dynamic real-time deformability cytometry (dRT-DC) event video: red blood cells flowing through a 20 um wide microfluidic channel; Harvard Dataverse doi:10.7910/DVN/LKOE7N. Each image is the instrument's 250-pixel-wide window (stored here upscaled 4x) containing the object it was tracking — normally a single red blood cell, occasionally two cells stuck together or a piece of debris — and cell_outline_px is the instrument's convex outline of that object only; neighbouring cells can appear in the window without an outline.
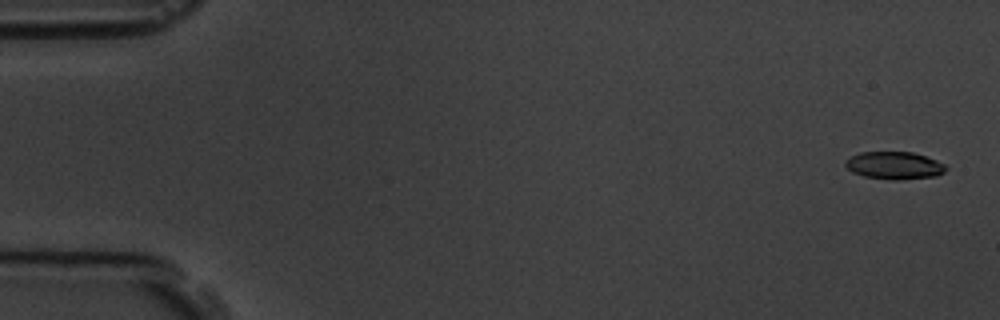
{"species": "common noctule bat (a hibernating species)", "species_latin": "Nyctalus noctula", "temperature_condition": "room temperature", "stored_images_in_passage": 6, "camera_frame_rate_fps": 3000, "um_per_image_px": 0.085, "animal": {"sex": "male", "body_mass_g": 19.5, "forearm_length_mm": 54.6}, "frame": {"image": 1, "passage_image": 1, "time_ms": 0.0, "image_size_px": [1000, 320], "cell_outline_px": [[948, 168], [944, 172], [936, 176], [900, 180], [892, 180], [864, 176], [852, 172], [844, 164], [844, 160], [860, 152], [912, 152], [936, 160], [944, 164]], "centroid_in_image_um": [76.01, 14.07], "position_along_channel_um": 9.0, "area_um2": 16.13}}
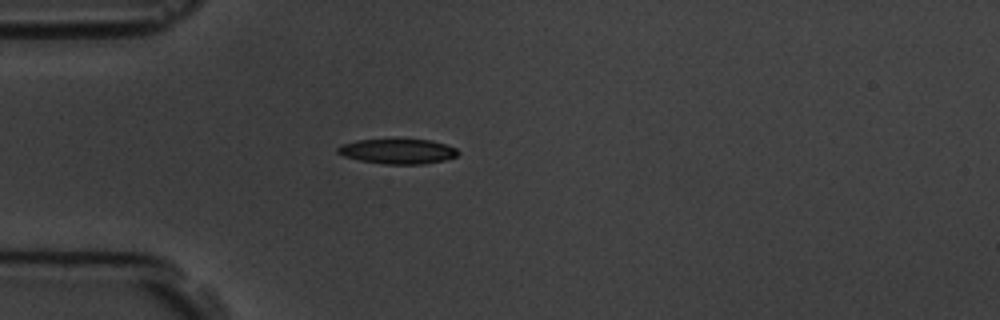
{"frame": {"image": 2, "passage_image": 5, "time_ms": 4.667, "image_size_px": [1000, 320], "cell_outline_px": [[460, 152], [456, 156], [444, 160], [424, 164], [384, 164], [360, 160], [344, 156], [336, 152], [336, 148], [340, 144], [356, 140], [432, 140], [456, 148]], "centroid_in_image_um": [33.79, 12.87], "position_along_channel_um": 51.2, "area_um2": 17.4}}